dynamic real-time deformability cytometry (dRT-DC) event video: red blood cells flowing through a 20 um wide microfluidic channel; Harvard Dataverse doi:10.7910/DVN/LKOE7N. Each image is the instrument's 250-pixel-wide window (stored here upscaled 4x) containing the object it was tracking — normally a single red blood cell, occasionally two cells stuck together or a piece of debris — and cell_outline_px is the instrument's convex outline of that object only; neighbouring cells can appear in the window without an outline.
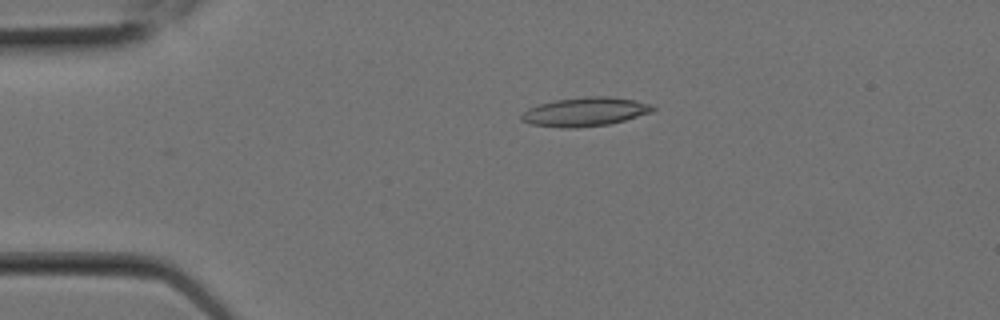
{"species": "Egyptian fruit bat (a non-hibernating species)", "species_latin": "Rousettus aegyptiacus", "temperature_condition": "room temperature", "stored_images_in_passage": 8, "camera_frame_rate_fps": 3000, "um_per_image_px": 0.085, "animal": {"sex": "female"}, "frame": {"image": 1, "passage_image": 5, "time_ms": 1.333, "image_size_px": [1000, 320], "cell_outline_px": [[656, 108], [652, 112], [624, 120], [608, 124], [576, 128], [564, 128], [528, 124], [520, 120], [520, 116], [528, 108], [540, 104], [556, 100], [588, 96], [608, 96], [636, 100], [652, 104]], "centroid_in_image_um": [49.73, 9.5], "position_along_channel_um": 35.3, "area_um2": 22.14}}
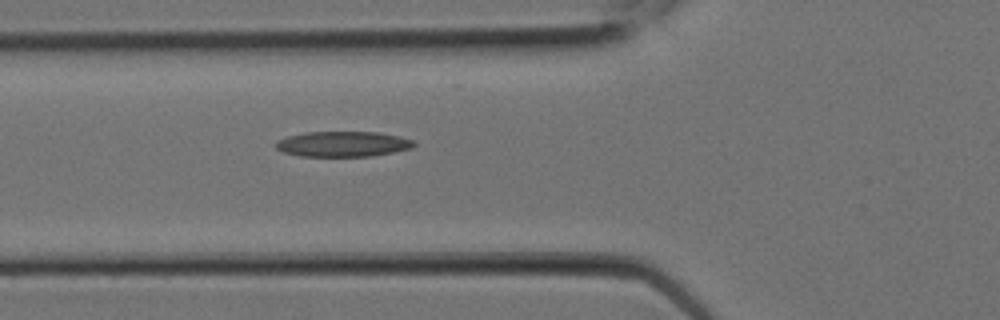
{"frame": {"image": 2, "passage_image": 8, "time_ms": 2.333, "image_size_px": [1000, 320], "cell_outline_px": [[416, 144], [412, 148], [372, 156], [300, 156], [284, 152], [276, 148], [276, 140], [288, 136], [304, 132], [376, 132], [400, 136], [412, 140]], "centroid_in_image_um": [29.14, 12.24], "position_along_channel_um": 96.7, "area_um2": 20.35}}